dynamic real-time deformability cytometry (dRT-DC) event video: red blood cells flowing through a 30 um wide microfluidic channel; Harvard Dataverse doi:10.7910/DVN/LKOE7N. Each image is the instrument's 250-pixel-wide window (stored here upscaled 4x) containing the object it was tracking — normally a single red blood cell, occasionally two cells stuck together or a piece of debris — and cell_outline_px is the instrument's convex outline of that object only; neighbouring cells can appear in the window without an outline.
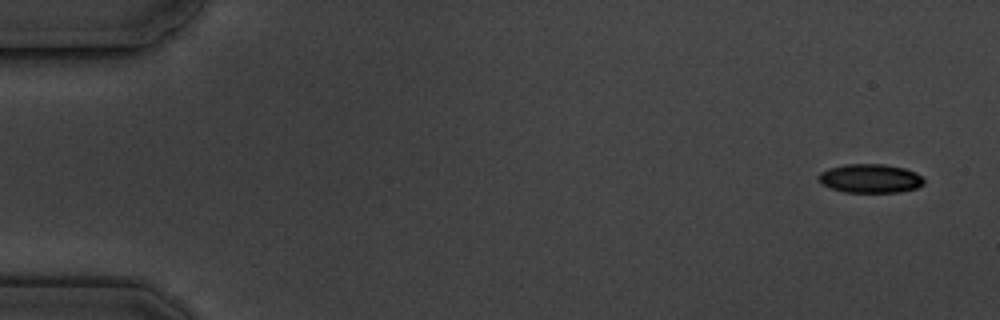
{"species": "common noctule bat (a hibernating species)", "species_latin": "Nyctalus noctula", "temperature_condition": "cold", "stored_images_in_passage": 10, "camera_frame_rate_fps": 3000, "um_per_image_px": 0.085, "animal": {"sex": "male", "body_mass_g": 19.5, "forearm_length_mm": 54.6}, "frame": {"image": 1, "passage_image": 1, "time_ms": 0.0, "image_size_px": [1000, 320], "cell_outline_px": [[924, 184], [916, 188], [900, 192], [844, 192], [820, 184], [816, 176], [820, 172], [828, 168], [844, 164], [884, 164], [904, 168], [916, 172], [924, 180]], "centroid_in_image_um": [73.93, 15.16], "position_along_channel_um": 11.1, "area_um2": 17.86}}
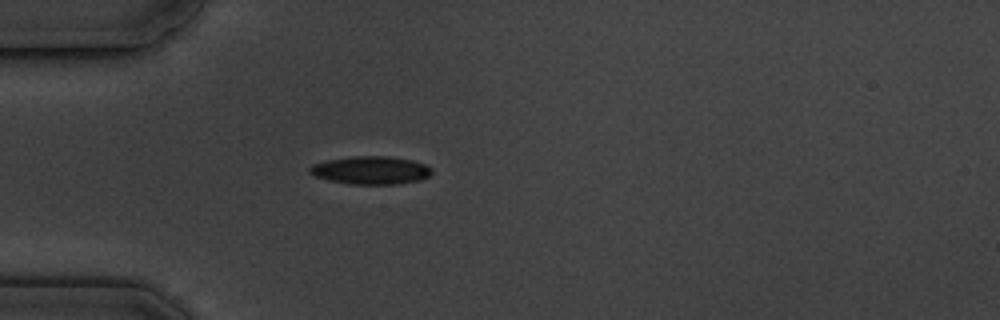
{"frame": {"image": 2, "passage_image": 5, "time_ms": 4.667, "image_size_px": [1000, 320], "cell_outline_px": [[432, 172], [428, 176], [420, 180], [396, 184], [348, 184], [328, 180], [316, 176], [308, 172], [308, 168], [312, 164], [324, 160], [348, 156], [388, 156], [412, 160], [424, 164], [432, 168]], "centroid_in_image_um": [31.47, 14.46], "position_along_channel_um": 53.5, "area_um2": 20.11}}